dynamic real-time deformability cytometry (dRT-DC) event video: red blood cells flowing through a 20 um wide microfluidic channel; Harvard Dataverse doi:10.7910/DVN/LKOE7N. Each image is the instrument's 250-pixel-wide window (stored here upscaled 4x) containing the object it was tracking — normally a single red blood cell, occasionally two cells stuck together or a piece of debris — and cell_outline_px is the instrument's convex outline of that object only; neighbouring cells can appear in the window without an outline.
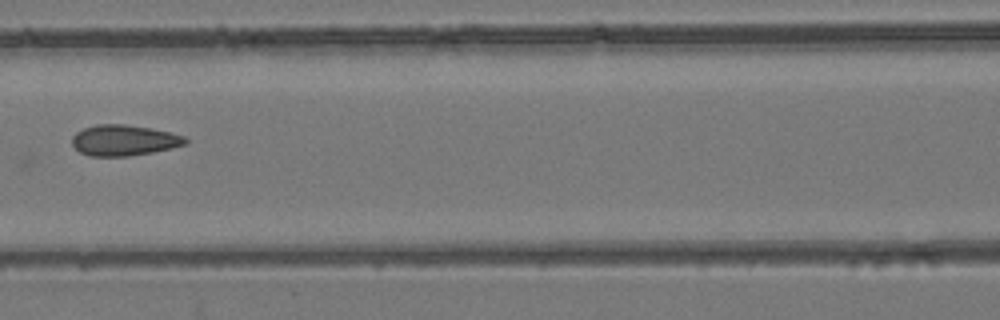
{"species": "common noctule bat (a hibernating species)", "species_latin": "Nyctalus noctula", "temperature_condition": "room temperature", "stored_images_in_passage": 9, "camera_frame_rate_fps": 3000, "um_per_image_px": 0.085, "animal": {"sex": "female", "body_mass_g": 24.6, "forearm_length_mm": 56.2}, "frame": {"image": 1, "passage_image": 9, "time_ms": 10.333, "image_size_px": [1000, 320], "cell_outline_px": [[188, 144], [172, 148], [152, 152], [128, 156], [88, 156], [80, 152], [72, 144], [72, 136], [76, 132], [84, 128], [96, 124], [124, 124], [152, 128], [172, 132], [184, 136], [188, 140]], "centroid_in_image_um": [10.56, 11.92], "position_along_channel_um": 156.0, "area_um2": 20.52}}